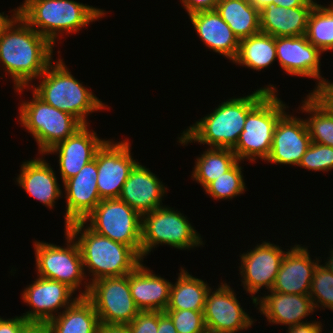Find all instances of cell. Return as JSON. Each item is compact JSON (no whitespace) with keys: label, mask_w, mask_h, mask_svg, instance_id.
Segmentation results:
<instances>
[{"label":"cell","mask_w":333,"mask_h":333,"mask_svg":"<svg viewBox=\"0 0 333 333\" xmlns=\"http://www.w3.org/2000/svg\"><path fill=\"white\" fill-rule=\"evenodd\" d=\"M85 225V222L77 221L64 230L79 245L85 276H92L90 284L101 278L127 275L144 261L132 247L99 235Z\"/></svg>","instance_id":"3"},{"label":"cell","mask_w":333,"mask_h":333,"mask_svg":"<svg viewBox=\"0 0 333 333\" xmlns=\"http://www.w3.org/2000/svg\"><path fill=\"white\" fill-rule=\"evenodd\" d=\"M267 292L269 294L263 293L264 296L257 295L256 306L260 315L265 316L270 324L290 327L307 323L309 321H304L306 317L316 311L309 295Z\"/></svg>","instance_id":"22"},{"label":"cell","mask_w":333,"mask_h":333,"mask_svg":"<svg viewBox=\"0 0 333 333\" xmlns=\"http://www.w3.org/2000/svg\"><path fill=\"white\" fill-rule=\"evenodd\" d=\"M331 249L329 251V257L327 258L326 262L323 264L330 272L333 273V248L330 246Z\"/></svg>","instance_id":"48"},{"label":"cell","mask_w":333,"mask_h":333,"mask_svg":"<svg viewBox=\"0 0 333 333\" xmlns=\"http://www.w3.org/2000/svg\"><path fill=\"white\" fill-rule=\"evenodd\" d=\"M95 233L132 247L141 256L142 216L120 198L103 199L83 220Z\"/></svg>","instance_id":"10"},{"label":"cell","mask_w":333,"mask_h":333,"mask_svg":"<svg viewBox=\"0 0 333 333\" xmlns=\"http://www.w3.org/2000/svg\"><path fill=\"white\" fill-rule=\"evenodd\" d=\"M215 10L239 40L261 31L260 11L248 0H219Z\"/></svg>","instance_id":"29"},{"label":"cell","mask_w":333,"mask_h":333,"mask_svg":"<svg viewBox=\"0 0 333 333\" xmlns=\"http://www.w3.org/2000/svg\"><path fill=\"white\" fill-rule=\"evenodd\" d=\"M157 333H177L171 318L162 311H158Z\"/></svg>","instance_id":"43"},{"label":"cell","mask_w":333,"mask_h":333,"mask_svg":"<svg viewBox=\"0 0 333 333\" xmlns=\"http://www.w3.org/2000/svg\"><path fill=\"white\" fill-rule=\"evenodd\" d=\"M98 177L96 158L87 163L77 175L63 183L66 195L65 227L83 221L100 203L96 179Z\"/></svg>","instance_id":"19"},{"label":"cell","mask_w":333,"mask_h":333,"mask_svg":"<svg viewBox=\"0 0 333 333\" xmlns=\"http://www.w3.org/2000/svg\"><path fill=\"white\" fill-rule=\"evenodd\" d=\"M21 294L23 303L31 307L22 315L28 322H48L79 297L66 284L39 276Z\"/></svg>","instance_id":"15"},{"label":"cell","mask_w":333,"mask_h":333,"mask_svg":"<svg viewBox=\"0 0 333 333\" xmlns=\"http://www.w3.org/2000/svg\"><path fill=\"white\" fill-rule=\"evenodd\" d=\"M277 93L269 92L247 114L243 131L232 148L239 161L256 163L259 158L265 162L269 157L276 124L289 108Z\"/></svg>","instance_id":"6"},{"label":"cell","mask_w":333,"mask_h":333,"mask_svg":"<svg viewBox=\"0 0 333 333\" xmlns=\"http://www.w3.org/2000/svg\"><path fill=\"white\" fill-rule=\"evenodd\" d=\"M307 1L312 2V3H314V4H318V2H317L316 0H307ZM315 1H316V2H315Z\"/></svg>","instance_id":"50"},{"label":"cell","mask_w":333,"mask_h":333,"mask_svg":"<svg viewBox=\"0 0 333 333\" xmlns=\"http://www.w3.org/2000/svg\"><path fill=\"white\" fill-rule=\"evenodd\" d=\"M275 4L284 8L314 7L315 4L307 0H275Z\"/></svg>","instance_id":"45"},{"label":"cell","mask_w":333,"mask_h":333,"mask_svg":"<svg viewBox=\"0 0 333 333\" xmlns=\"http://www.w3.org/2000/svg\"><path fill=\"white\" fill-rule=\"evenodd\" d=\"M291 245L281 262L271 291L286 294L309 295L315 268L319 257L311 258L309 246Z\"/></svg>","instance_id":"20"},{"label":"cell","mask_w":333,"mask_h":333,"mask_svg":"<svg viewBox=\"0 0 333 333\" xmlns=\"http://www.w3.org/2000/svg\"><path fill=\"white\" fill-rule=\"evenodd\" d=\"M301 104V113L309 115L304 120L311 142L333 147V112L311 92Z\"/></svg>","instance_id":"31"},{"label":"cell","mask_w":333,"mask_h":333,"mask_svg":"<svg viewBox=\"0 0 333 333\" xmlns=\"http://www.w3.org/2000/svg\"><path fill=\"white\" fill-rule=\"evenodd\" d=\"M191 174L198 184L204 189L212 181L229 171L239 160L232 149L210 148L197 156Z\"/></svg>","instance_id":"32"},{"label":"cell","mask_w":333,"mask_h":333,"mask_svg":"<svg viewBox=\"0 0 333 333\" xmlns=\"http://www.w3.org/2000/svg\"><path fill=\"white\" fill-rule=\"evenodd\" d=\"M47 324L51 333H99L101 325L94 305L87 297H78Z\"/></svg>","instance_id":"27"},{"label":"cell","mask_w":333,"mask_h":333,"mask_svg":"<svg viewBox=\"0 0 333 333\" xmlns=\"http://www.w3.org/2000/svg\"><path fill=\"white\" fill-rule=\"evenodd\" d=\"M306 37L322 53L333 51V2L327 7L315 4L310 12Z\"/></svg>","instance_id":"33"},{"label":"cell","mask_w":333,"mask_h":333,"mask_svg":"<svg viewBox=\"0 0 333 333\" xmlns=\"http://www.w3.org/2000/svg\"><path fill=\"white\" fill-rule=\"evenodd\" d=\"M87 298L94 305L101 324L128 325L140 312L131 296L129 273L92 282Z\"/></svg>","instance_id":"11"},{"label":"cell","mask_w":333,"mask_h":333,"mask_svg":"<svg viewBox=\"0 0 333 333\" xmlns=\"http://www.w3.org/2000/svg\"><path fill=\"white\" fill-rule=\"evenodd\" d=\"M10 12L11 18L0 32V64L5 75L13 78L14 89L29 87L52 63L55 46L34 30L17 9Z\"/></svg>","instance_id":"1"},{"label":"cell","mask_w":333,"mask_h":333,"mask_svg":"<svg viewBox=\"0 0 333 333\" xmlns=\"http://www.w3.org/2000/svg\"><path fill=\"white\" fill-rule=\"evenodd\" d=\"M126 139L115 142L108 139L97 151L98 177L96 179L101 200L119 198L131 170L138 163L131 155V143Z\"/></svg>","instance_id":"13"},{"label":"cell","mask_w":333,"mask_h":333,"mask_svg":"<svg viewBox=\"0 0 333 333\" xmlns=\"http://www.w3.org/2000/svg\"><path fill=\"white\" fill-rule=\"evenodd\" d=\"M64 233L66 247L39 240L33 242L37 276L64 283L74 292L82 289L80 285L85 283V289L80 290L78 296L87 297L90 279L85 276L79 245L67 230Z\"/></svg>","instance_id":"9"},{"label":"cell","mask_w":333,"mask_h":333,"mask_svg":"<svg viewBox=\"0 0 333 333\" xmlns=\"http://www.w3.org/2000/svg\"><path fill=\"white\" fill-rule=\"evenodd\" d=\"M59 53L58 50V59L52 62L38 78L41 80L39 85L35 86L34 83L29 87H20L14 90L21 94L24 89L33 88L31 90L52 107L73 115L83 125L90 124L87 121V116L98 110L107 109L108 105L71 74Z\"/></svg>","instance_id":"4"},{"label":"cell","mask_w":333,"mask_h":333,"mask_svg":"<svg viewBox=\"0 0 333 333\" xmlns=\"http://www.w3.org/2000/svg\"><path fill=\"white\" fill-rule=\"evenodd\" d=\"M188 16L205 47L231 62L235 60L240 40L216 10L199 11Z\"/></svg>","instance_id":"24"},{"label":"cell","mask_w":333,"mask_h":333,"mask_svg":"<svg viewBox=\"0 0 333 333\" xmlns=\"http://www.w3.org/2000/svg\"><path fill=\"white\" fill-rule=\"evenodd\" d=\"M19 333H51L47 322H27Z\"/></svg>","instance_id":"44"},{"label":"cell","mask_w":333,"mask_h":333,"mask_svg":"<svg viewBox=\"0 0 333 333\" xmlns=\"http://www.w3.org/2000/svg\"><path fill=\"white\" fill-rule=\"evenodd\" d=\"M99 333H132L128 325L101 324Z\"/></svg>","instance_id":"46"},{"label":"cell","mask_w":333,"mask_h":333,"mask_svg":"<svg viewBox=\"0 0 333 333\" xmlns=\"http://www.w3.org/2000/svg\"><path fill=\"white\" fill-rule=\"evenodd\" d=\"M313 94L333 112V82L325 79Z\"/></svg>","instance_id":"40"},{"label":"cell","mask_w":333,"mask_h":333,"mask_svg":"<svg viewBox=\"0 0 333 333\" xmlns=\"http://www.w3.org/2000/svg\"><path fill=\"white\" fill-rule=\"evenodd\" d=\"M153 273L143 261L129 273L131 296L140 311L164 312L169 304L172 283Z\"/></svg>","instance_id":"25"},{"label":"cell","mask_w":333,"mask_h":333,"mask_svg":"<svg viewBox=\"0 0 333 333\" xmlns=\"http://www.w3.org/2000/svg\"><path fill=\"white\" fill-rule=\"evenodd\" d=\"M128 327L132 333H157L158 311H140Z\"/></svg>","instance_id":"38"},{"label":"cell","mask_w":333,"mask_h":333,"mask_svg":"<svg viewBox=\"0 0 333 333\" xmlns=\"http://www.w3.org/2000/svg\"><path fill=\"white\" fill-rule=\"evenodd\" d=\"M180 211L168 205L142 215L141 257L144 260L149 253L160 245L172 246L179 250H190L205 244L201 235Z\"/></svg>","instance_id":"8"},{"label":"cell","mask_w":333,"mask_h":333,"mask_svg":"<svg viewBox=\"0 0 333 333\" xmlns=\"http://www.w3.org/2000/svg\"><path fill=\"white\" fill-rule=\"evenodd\" d=\"M203 315L206 329L211 333L247 331L257 321L241 307L236 293L226 282H220L214 291L212 287L209 289Z\"/></svg>","instance_id":"14"},{"label":"cell","mask_w":333,"mask_h":333,"mask_svg":"<svg viewBox=\"0 0 333 333\" xmlns=\"http://www.w3.org/2000/svg\"><path fill=\"white\" fill-rule=\"evenodd\" d=\"M84 124L73 135L57 143L45 155L56 154L62 183L78 174L90 161L95 159L97 151L107 141L100 139L94 130Z\"/></svg>","instance_id":"18"},{"label":"cell","mask_w":333,"mask_h":333,"mask_svg":"<svg viewBox=\"0 0 333 333\" xmlns=\"http://www.w3.org/2000/svg\"><path fill=\"white\" fill-rule=\"evenodd\" d=\"M10 16L7 14L4 15V12L0 13V32L3 28V26L10 20Z\"/></svg>","instance_id":"49"},{"label":"cell","mask_w":333,"mask_h":333,"mask_svg":"<svg viewBox=\"0 0 333 333\" xmlns=\"http://www.w3.org/2000/svg\"><path fill=\"white\" fill-rule=\"evenodd\" d=\"M298 166L315 172L331 171L333 169V147L311 142Z\"/></svg>","instance_id":"36"},{"label":"cell","mask_w":333,"mask_h":333,"mask_svg":"<svg viewBox=\"0 0 333 333\" xmlns=\"http://www.w3.org/2000/svg\"><path fill=\"white\" fill-rule=\"evenodd\" d=\"M238 161L229 171L223 173L219 178L208 184L204 191L214 200H231L235 196L245 193L246 183L242 168Z\"/></svg>","instance_id":"34"},{"label":"cell","mask_w":333,"mask_h":333,"mask_svg":"<svg viewBox=\"0 0 333 333\" xmlns=\"http://www.w3.org/2000/svg\"><path fill=\"white\" fill-rule=\"evenodd\" d=\"M313 7L284 8L274 3L260 11L261 32L273 37L306 35Z\"/></svg>","instance_id":"26"},{"label":"cell","mask_w":333,"mask_h":333,"mask_svg":"<svg viewBox=\"0 0 333 333\" xmlns=\"http://www.w3.org/2000/svg\"><path fill=\"white\" fill-rule=\"evenodd\" d=\"M32 95L30 101H21L18 121L34 137L38 154L44 156L57 143L73 135L83 124L73 115L52 107L33 91Z\"/></svg>","instance_id":"7"},{"label":"cell","mask_w":333,"mask_h":333,"mask_svg":"<svg viewBox=\"0 0 333 333\" xmlns=\"http://www.w3.org/2000/svg\"><path fill=\"white\" fill-rule=\"evenodd\" d=\"M277 60L275 37L259 32L240 40L234 64L261 71Z\"/></svg>","instance_id":"30"},{"label":"cell","mask_w":333,"mask_h":333,"mask_svg":"<svg viewBox=\"0 0 333 333\" xmlns=\"http://www.w3.org/2000/svg\"><path fill=\"white\" fill-rule=\"evenodd\" d=\"M167 190L156 174L138 162L124 183L119 198L142 216L165 206L162 200Z\"/></svg>","instance_id":"21"},{"label":"cell","mask_w":333,"mask_h":333,"mask_svg":"<svg viewBox=\"0 0 333 333\" xmlns=\"http://www.w3.org/2000/svg\"><path fill=\"white\" fill-rule=\"evenodd\" d=\"M278 92L269 85L257 88L244 97H233L220 103L213 112L190 125L178 137L181 145L192 142L210 146V148L232 149L243 131L247 114L269 93Z\"/></svg>","instance_id":"2"},{"label":"cell","mask_w":333,"mask_h":333,"mask_svg":"<svg viewBox=\"0 0 333 333\" xmlns=\"http://www.w3.org/2000/svg\"><path fill=\"white\" fill-rule=\"evenodd\" d=\"M288 113L276 124L270 155L265 162L298 167L311 138L305 120Z\"/></svg>","instance_id":"17"},{"label":"cell","mask_w":333,"mask_h":333,"mask_svg":"<svg viewBox=\"0 0 333 333\" xmlns=\"http://www.w3.org/2000/svg\"><path fill=\"white\" fill-rule=\"evenodd\" d=\"M177 333H205L207 331L203 311L165 310Z\"/></svg>","instance_id":"37"},{"label":"cell","mask_w":333,"mask_h":333,"mask_svg":"<svg viewBox=\"0 0 333 333\" xmlns=\"http://www.w3.org/2000/svg\"><path fill=\"white\" fill-rule=\"evenodd\" d=\"M180 268L177 281L171 284L166 310L204 311L206 295L211 287L207 281L192 276L184 267Z\"/></svg>","instance_id":"28"},{"label":"cell","mask_w":333,"mask_h":333,"mask_svg":"<svg viewBox=\"0 0 333 333\" xmlns=\"http://www.w3.org/2000/svg\"><path fill=\"white\" fill-rule=\"evenodd\" d=\"M250 251L241 254L239 274L241 275V285L246 293L251 295L252 303L256 306L255 296L263 287L271 291L281 262L287 251L277 244L263 241L256 244Z\"/></svg>","instance_id":"12"},{"label":"cell","mask_w":333,"mask_h":333,"mask_svg":"<svg viewBox=\"0 0 333 333\" xmlns=\"http://www.w3.org/2000/svg\"><path fill=\"white\" fill-rule=\"evenodd\" d=\"M276 55L280 67L290 76L316 79L312 93L325 80L321 75L322 52L306 35L275 37Z\"/></svg>","instance_id":"16"},{"label":"cell","mask_w":333,"mask_h":333,"mask_svg":"<svg viewBox=\"0 0 333 333\" xmlns=\"http://www.w3.org/2000/svg\"><path fill=\"white\" fill-rule=\"evenodd\" d=\"M20 168V174L16 177L17 185L45 207L53 209L57 202L55 200L62 198L63 191L50 163L40 156L23 162Z\"/></svg>","instance_id":"23"},{"label":"cell","mask_w":333,"mask_h":333,"mask_svg":"<svg viewBox=\"0 0 333 333\" xmlns=\"http://www.w3.org/2000/svg\"><path fill=\"white\" fill-rule=\"evenodd\" d=\"M310 298L314 308L333 311V273L323 264H318L313 273Z\"/></svg>","instance_id":"35"},{"label":"cell","mask_w":333,"mask_h":333,"mask_svg":"<svg viewBox=\"0 0 333 333\" xmlns=\"http://www.w3.org/2000/svg\"><path fill=\"white\" fill-rule=\"evenodd\" d=\"M188 15L199 11L215 10L219 0H180Z\"/></svg>","instance_id":"39"},{"label":"cell","mask_w":333,"mask_h":333,"mask_svg":"<svg viewBox=\"0 0 333 333\" xmlns=\"http://www.w3.org/2000/svg\"><path fill=\"white\" fill-rule=\"evenodd\" d=\"M323 327L322 322L315 319V321L311 320L307 323L290 326L286 333H323Z\"/></svg>","instance_id":"42"},{"label":"cell","mask_w":333,"mask_h":333,"mask_svg":"<svg viewBox=\"0 0 333 333\" xmlns=\"http://www.w3.org/2000/svg\"><path fill=\"white\" fill-rule=\"evenodd\" d=\"M28 321L22 316H15L14 318L3 319L0 322V333H19L21 328Z\"/></svg>","instance_id":"41"},{"label":"cell","mask_w":333,"mask_h":333,"mask_svg":"<svg viewBox=\"0 0 333 333\" xmlns=\"http://www.w3.org/2000/svg\"><path fill=\"white\" fill-rule=\"evenodd\" d=\"M249 3L255 7L257 10L261 11L263 8H265L267 5L274 3L275 0H248Z\"/></svg>","instance_id":"47"},{"label":"cell","mask_w":333,"mask_h":333,"mask_svg":"<svg viewBox=\"0 0 333 333\" xmlns=\"http://www.w3.org/2000/svg\"><path fill=\"white\" fill-rule=\"evenodd\" d=\"M16 9L34 30L54 46L60 36L79 33L108 13L74 0H24Z\"/></svg>","instance_id":"5"}]
</instances>
